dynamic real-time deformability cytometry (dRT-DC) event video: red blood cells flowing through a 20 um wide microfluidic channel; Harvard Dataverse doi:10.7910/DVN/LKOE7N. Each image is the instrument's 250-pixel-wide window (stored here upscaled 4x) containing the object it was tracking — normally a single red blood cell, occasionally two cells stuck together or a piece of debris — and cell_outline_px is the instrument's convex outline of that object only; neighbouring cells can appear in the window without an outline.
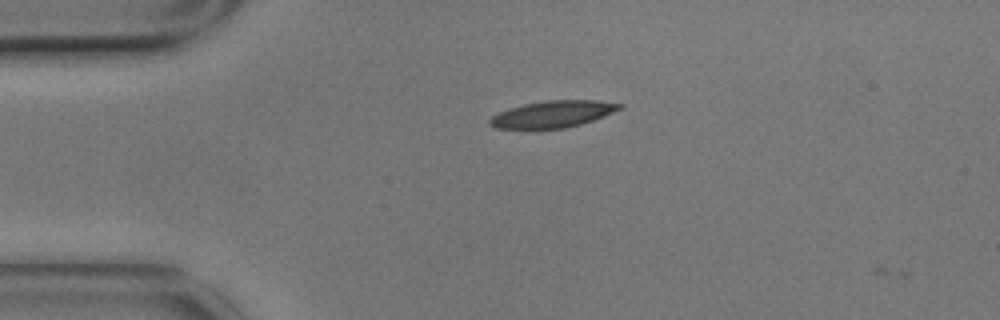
{"species": "common noctule bat (a hibernating species)", "species_latin": "Nyctalus noctula", "temperature_condition": "cold", "stored_images_in_passage": 2, "camera_frame_rate_fps": 3000, "um_per_image_px": 0.085, "animal": {"sex": "male", "body_mass_g": 17.9}, "frame": {"image": 1, "passage_image": 1, "time_ms": 0.0, "image_size_px": [1000, 320], "cell_outline_px": [[624, 108], [604, 116], [568, 128], [496, 128], [488, 124], [488, 120], [492, 116], [500, 112], [524, 104], [548, 100], [596, 100], [624, 104]], "centroid_in_image_um": [47.03, 9.69], "position_along_channel_um": 38.0, "area_um2": 20.06}}